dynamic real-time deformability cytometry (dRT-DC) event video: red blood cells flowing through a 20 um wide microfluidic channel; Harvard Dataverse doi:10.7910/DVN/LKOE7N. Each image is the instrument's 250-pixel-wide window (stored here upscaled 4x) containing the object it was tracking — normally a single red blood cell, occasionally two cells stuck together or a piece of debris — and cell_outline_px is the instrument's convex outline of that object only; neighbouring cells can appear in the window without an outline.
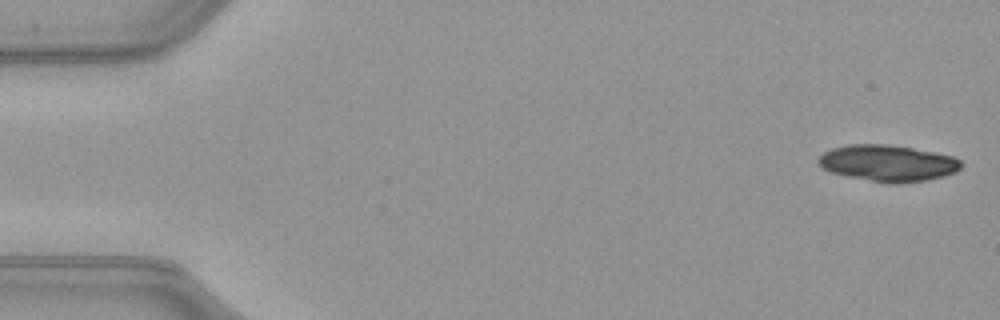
{"species": "common noctule bat (a hibernating species)", "species_latin": "Nyctalus noctula", "temperature_condition": "warm", "stored_images_in_passage": 51, "segment_of_instrument_passage": [1, 2], "camera_frame_rate_fps": 3000, "um_per_image_px": 0.085, "animal": {"sex": "female", "body_mass_g": 21.9}, "frame": {"image": 1, "passage_image": 1, "time_ms": 0.0, "image_size_px": [1000, 320], "cell_outline_px": [[960, 168], [956, 172], [944, 176], [928, 180], [900, 184], [884, 184], [848, 176], [832, 172], [824, 168], [816, 160], [824, 152], [832, 148], [848, 144], [888, 144], [912, 148], [952, 156], [960, 160]], "centroid_in_image_um": [75.46, 13.88], "position_along_channel_um": 9.5, "area_um2": 30.35}}
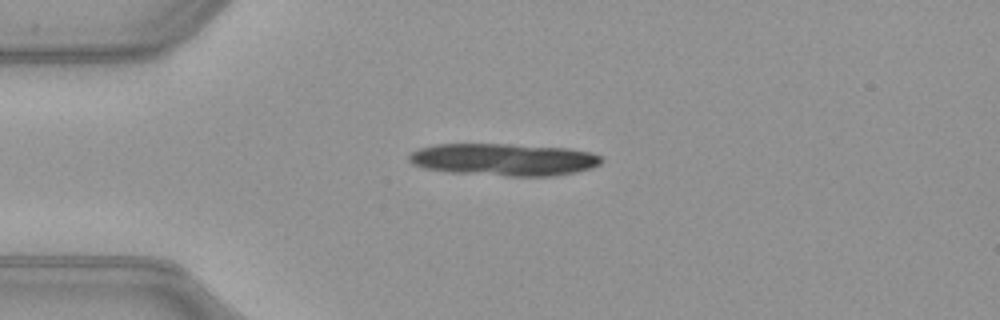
{"frame": {"image": 2, "passage_image": 12, "time_ms": 3.667, "image_size_px": [1000, 320], "cell_outline_px": [[604, 160], [600, 164], [592, 168], [576, 172], [552, 176], [504, 176], [452, 172], [424, 168], [412, 164], [408, 160], [408, 156], [416, 148], [432, 144], [508, 144], [568, 148], [592, 152], [600, 156]], "centroid_in_image_um": [42.82, 13.56], "position_along_channel_um": 42.2, "area_um2": 36.47}}